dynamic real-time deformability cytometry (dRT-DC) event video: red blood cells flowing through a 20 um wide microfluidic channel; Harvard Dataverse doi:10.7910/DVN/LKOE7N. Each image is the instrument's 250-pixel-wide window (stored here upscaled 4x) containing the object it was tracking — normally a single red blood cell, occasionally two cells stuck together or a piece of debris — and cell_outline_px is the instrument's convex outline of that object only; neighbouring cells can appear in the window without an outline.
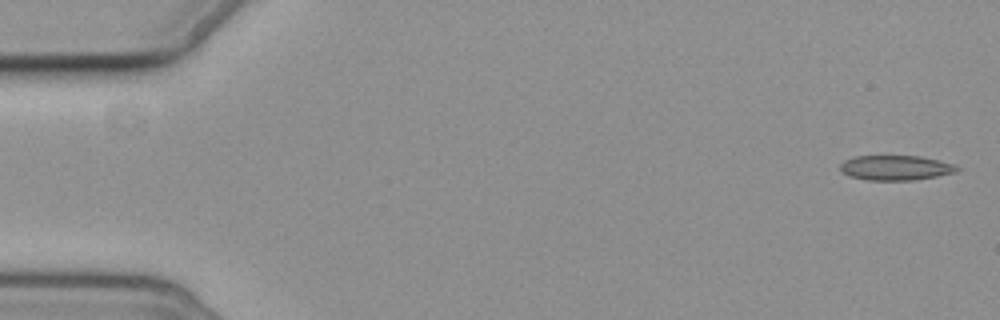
{"species": "common noctule bat (a hibernating species)", "species_latin": "Nyctalus noctula", "temperature_condition": "cold", "stored_images_in_passage": 6, "camera_frame_rate_fps": 3000, "um_per_image_px": 0.085, "animal": {"sex": "female", "body_mass_g": 19.3, "forearm_length_mm": 54.1}, "frame": {"image": 1, "passage_image": 1, "time_ms": 0.0, "image_size_px": [1000, 320], "cell_outline_px": [[960, 168], [956, 172], [936, 176], [912, 180], [868, 180], [848, 176], [840, 168], [840, 164], [844, 160], [852, 156], [920, 156], [940, 160], [956, 164]], "centroid_in_image_um": [76.14, 14.25], "position_along_channel_um": 8.9, "area_um2": 16.99}}
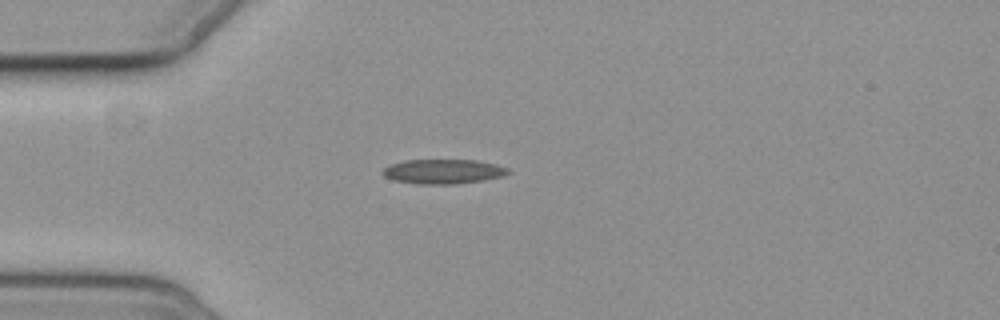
{"frame": {"image": 2, "passage_image": 5, "time_ms": 4.667, "image_size_px": [1000, 320], "cell_outline_px": [[512, 172], [504, 176], [484, 180], [452, 184], [416, 184], [392, 180], [384, 176], [380, 172], [388, 164], [404, 160], [480, 160], [496, 164], [508, 168]], "centroid_in_image_um": [37.66, 14.57], "position_along_channel_um": 47.3, "area_um2": 18.26}}